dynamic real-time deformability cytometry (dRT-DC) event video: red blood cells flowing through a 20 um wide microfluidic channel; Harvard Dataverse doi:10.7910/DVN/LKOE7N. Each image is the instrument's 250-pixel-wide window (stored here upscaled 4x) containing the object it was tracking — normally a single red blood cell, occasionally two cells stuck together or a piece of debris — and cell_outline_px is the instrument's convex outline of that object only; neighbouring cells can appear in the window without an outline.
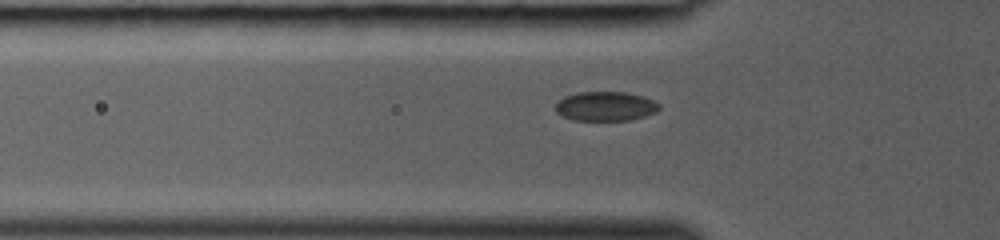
{"species": "common noctule bat (a hibernating species)", "species_latin": "Nyctalus noctula", "temperature_condition": "room temperature", "stored_images_in_passage": 33, "camera_frame_rate_fps": 3000, "um_per_image_px": 0.085, "animal": {"sex": "female", "body_mass_g": 19.0, "forearm_length_mm": 53.3}, "frame": {"image": 1, "passage_image": 10, "time_ms": 3.0, "image_size_px": [1000, 240], "cell_outline_px": [[660, 108], [656, 112], [632, 120], [572, 120], [556, 112], [556, 104], [564, 96], [576, 92], [624, 92], [644, 96], [660, 104]], "centroid_in_image_um": [51.48, 9.03], "position_along_channel_um": 74.3, "area_um2": 17.74}}
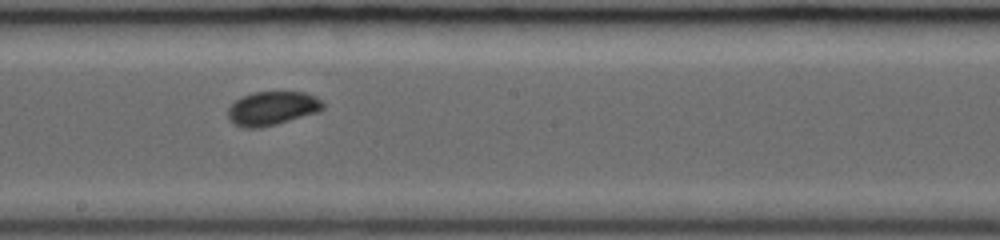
{"frame": {"image": 2, "passage_image": 19, "time_ms": 6.0, "image_size_px": [1000, 240], "cell_outline_px": [[324, 108], [320, 112], [276, 124], [260, 128], [244, 128], [228, 120], [228, 108], [236, 100], [244, 96], [256, 92], [304, 92], [316, 96], [324, 104]], "centroid_in_image_um": [23.16, 9.22], "position_along_channel_um": 225.0, "area_um2": 18.73}}
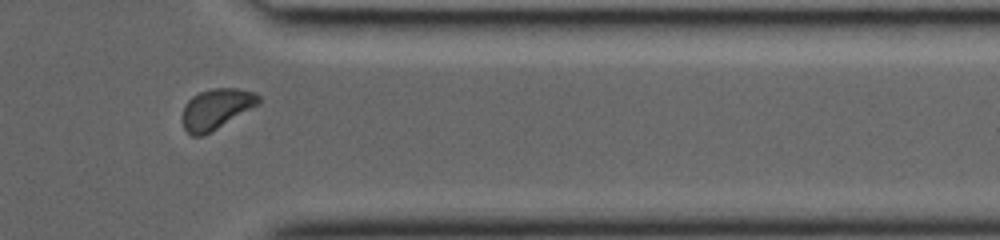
{"frame": {"image": 3, "passage_image": 29, "time_ms": 9.333, "image_size_px": [1000, 240], "cell_outline_px": [[260, 104], [204, 136], [192, 136], [184, 128], [180, 116], [184, 104], [192, 96], [200, 92], [212, 88], [236, 88], [256, 92], [260, 96]], "centroid_in_image_um": [18.37, 9.26], "position_along_channel_um": 393.0, "area_um2": 18.32}}